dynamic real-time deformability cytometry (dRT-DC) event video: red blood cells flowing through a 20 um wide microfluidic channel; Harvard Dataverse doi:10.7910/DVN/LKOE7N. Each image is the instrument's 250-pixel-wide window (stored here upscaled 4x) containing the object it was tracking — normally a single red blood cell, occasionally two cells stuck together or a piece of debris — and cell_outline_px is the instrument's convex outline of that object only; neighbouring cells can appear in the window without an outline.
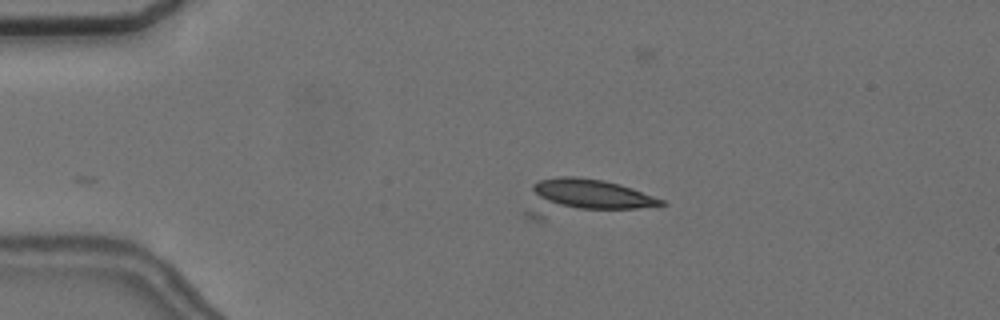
{"species": "common noctule bat (a hibernating species)", "species_latin": "Nyctalus noctula", "temperature_condition": "cold", "stored_images_in_passage": 4, "camera_frame_rate_fps": 3000, "um_per_image_px": 0.085, "animal": {"sex": "female", "body_mass_g": 24.6, "forearm_length_mm": 56.2}, "frame": {"image": 1, "passage_image": 4, "time_ms": 1.0, "image_size_px": [1000, 320], "cell_outline_px": [[668, 204], [544, 220], [532, 220], [524, 216], [524, 212], [532, 184], [540, 180], [560, 176], [576, 176], [604, 180], [620, 184], [632, 188], [664, 200]], "centroid_in_image_um": [49.51, 16.83], "position_along_channel_um": 35.5, "area_um2": 29.71}}